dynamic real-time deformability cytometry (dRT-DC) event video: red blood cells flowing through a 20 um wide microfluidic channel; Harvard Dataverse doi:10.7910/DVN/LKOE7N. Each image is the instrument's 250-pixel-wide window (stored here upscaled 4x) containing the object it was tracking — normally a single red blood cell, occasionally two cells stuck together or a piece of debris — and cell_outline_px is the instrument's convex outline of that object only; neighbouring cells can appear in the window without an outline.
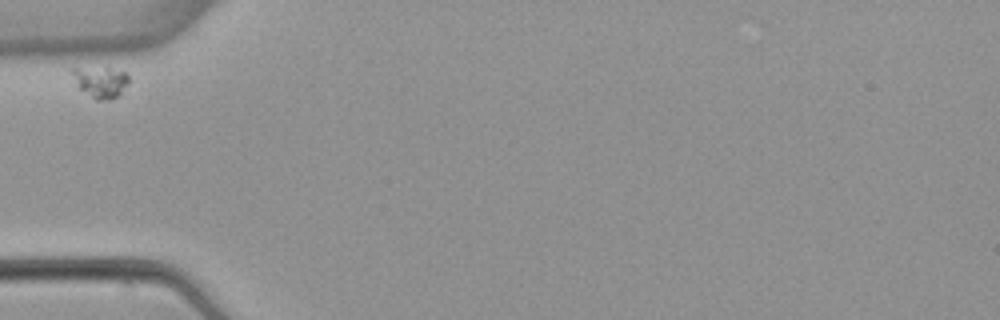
{"species": "common noctule bat (a hibernating species)", "species_latin": "Nyctalus noctula", "temperature_condition": "warm", "stored_images_in_passage": 4, "camera_frame_rate_fps": 3000, "um_per_image_px": 0.085, "animal": {"sex": "female", "body_mass_g": 22.7, "forearm_length_mm": 54.2}, "frame": {"image": 1, "passage_image": 1, "time_ms": 0.0, "image_size_px": [1000, 320], "cell_outline_px": [[128, 84], [120, 96], [108, 100], [96, 100], [76, 88], [72, 72], [72, 68], [108, 68], [124, 72], [128, 76]], "centroid_in_image_um": [8.53, 7.0], "position_along_channel_um": 76.5, "area_um2": 10.35}}
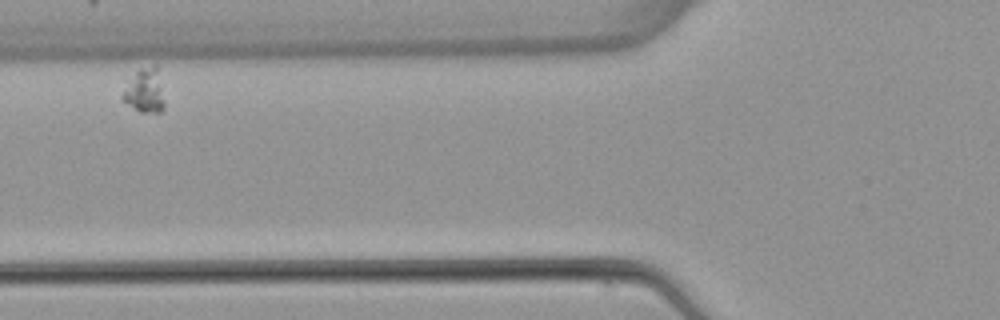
{"frame": {"image": 2, "passage_image": 2, "time_ms": 1.333, "image_size_px": [1000, 320], "cell_outline_px": [[164, 108], [160, 112], [140, 112], [124, 100], [120, 96], [136, 72], [140, 68], [156, 64], [164, 100]], "centroid_in_image_um": [12.33, 7.72], "position_along_channel_um": 113.5, "area_um2": 10.35}}